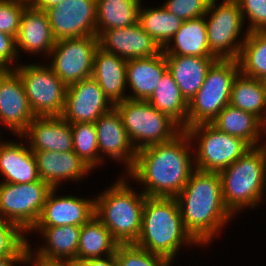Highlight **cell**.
Instances as JSON below:
<instances>
[{
	"instance_id": "cell-31",
	"label": "cell",
	"mask_w": 266,
	"mask_h": 266,
	"mask_svg": "<svg viewBox=\"0 0 266 266\" xmlns=\"http://www.w3.org/2000/svg\"><path fill=\"white\" fill-rule=\"evenodd\" d=\"M118 244L110 231L94 215L81 226L76 259H92L113 255Z\"/></svg>"
},
{
	"instance_id": "cell-35",
	"label": "cell",
	"mask_w": 266,
	"mask_h": 266,
	"mask_svg": "<svg viewBox=\"0 0 266 266\" xmlns=\"http://www.w3.org/2000/svg\"><path fill=\"white\" fill-rule=\"evenodd\" d=\"M74 153L93 171L100 166L95 123H72Z\"/></svg>"
},
{
	"instance_id": "cell-9",
	"label": "cell",
	"mask_w": 266,
	"mask_h": 266,
	"mask_svg": "<svg viewBox=\"0 0 266 266\" xmlns=\"http://www.w3.org/2000/svg\"><path fill=\"white\" fill-rule=\"evenodd\" d=\"M211 0L204 15L210 53L216 59L237 60L248 31L236 0ZM243 35V36H242Z\"/></svg>"
},
{
	"instance_id": "cell-30",
	"label": "cell",
	"mask_w": 266,
	"mask_h": 266,
	"mask_svg": "<svg viewBox=\"0 0 266 266\" xmlns=\"http://www.w3.org/2000/svg\"><path fill=\"white\" fill-rule=\"evenodd\" d=\"M141 3L142 0H96V35L137 23Z\"/></svg>"
},
{
	"instance_id": "cell-32",
	"label": "cell",
	"mask_w": 266,
	"mask_h": 266,
	"mask_svg": "<svg viewBox=\"0 0 266 266\" xmlns=\"http://www.w3.org/2000/svg\"><path fill=\"white\" fill-rule=\"evenodd\" d=\"M229 104L252 113L266 125V104L260 79L251 78L239 72L232 83Z\"/></svg>"
},
{
	"instance_id": "cell-29",
	"label": "cell",
	"mask_w": 266,
	"mask_h": 266,
	"mask_svg": "<svg viewBox=\"0 0 266 266\" xmlns=\"http://www.w3.org/2000/svg\"><path fill=\"white\" fill-rule=\"evenodd\" d=\"M147 101L160 112L167 114L182 130L187 129L188 102L181 94L169 70L164 73Z\"/></svg>"
},
{
	"instance_id": "cell-38",
	"label": "cell",
	"mask_w": 266,
	"mask_h": 266,
	"mask_svg": "<svg viewBox=\"0 0 266 266\" xmlns=\"http://www.w3.org/2000/svg\"><path fill=\"white\" fill-rule=\"evenodd\" d=\"M246 31H266V0H236Z\"/></svg>"
},
{
	"instance_id": "cell-27",
	"label": "cell",
	"mask_w": 266,
	"mask_h": 266,
	"mask_svg": "<svg viewBox=\"0 0 266 266\" xmlns=\"http://www.w3.org/2000/svg\"><path fill=\"white\" fill-rule=\"evenodd\" d=\"M81 226H54V227H33L27 234H40L42 246L39 243L32 250L39 256L51 259L74 260L77 258V251L80 238ZM44 243V244H43ZM46 243V244H45Z\"/></svg>"
},
{
	"instance_id": "cell-26",
	"label": "cell",
	"mask_w": 266,
	"mask_h": 266,
	"mask_svg": "<svg viewBox=\"0 0 266 266\" xmlns=\"http://www.w3.org/2000/svg\"><path fill=\"white\" fill-rule=\"evenodd\" d=\"M211 124L226 134L243 139L251 147L266 144V140L261 141L264 136L266 139V125L252 113L230 104L222 109Z\"/></svg>"
},
{
	"instance_id": "cell-23",
	"label": "cell",
	"mask_w": 266,
	"mask_h": 266,
	"mask_svg": "<svg viewBox=\"0 0 266 266\" xmlns=\"http://www.w3.org/2000/svg\"><path fill=\"white\" fill-rule=\"evenodd\" d=\"M167 70L168 64L163 50L151 57L128 59L126 83L127 90L131 91L128 92V99L147 100Z\"/></svg>"
},
{
	"instance_id": "cell-1",
	"label": "cell",
	"mask_w": 266,
	"mask_h": 266,
	"mask_svg": "<svg viewBox=\"0 0 266 266\" xmlns=\"http://www.w3.org/2000/svg\"><path fill=\"white\" fill-rule=\"evenodd\" d=\"M195 170L191 140L182 130L170 141L138 150L125 175L143 184L141 191L147 197L175 198Z\"/></svg>"
},
{
	"instance_id": "cell-4",
	"label": "cell",
	"mask_w": 266,
	"mask_h": 266,
	"mask_svg": "<svg viewBox=\"0 0 266 266\" xmlns=\"http://www.w3.org/2000/svg\"><path fill=\"white\" fill-rule=\"evenodd\" d=\"M123 174L95 196V216L119 244L135 243L141 232L146 195Z\"/></svg>"
},
{
	"instance_id": "cell-2",
	"label": "cell",
	"mask_w": 266,
	"mask_h": 266,
	"mask_svg": "<svg viewBox=\"0 0 266 266\" xmlns=\"http://www.w3.org/2000/svg\"><path fill=\"white\" fill-rule=\"evenodd\" d=\"M175 199L186 231L203 248L235 219L224 203L219 172L196 169Z\"/></svg>"
},
{
	"instance_id": "cell-41",
	"label": "cell",
	"mask_w": 266,
	"mask_h": 266,
	"mask_svg": "<svg viewBox=\"0 0 266 266\" xmlns=\"http://www.w3.org/2000/svg\"><path fill=\"white\" fill-rule=\"evenodd\" d=\"M19 64L15 37L0 31V65L5 69H15Z\"/></svg>"
},
{
	"instance_id": "cell-33",
	"label": "cell",
	"mask_w": 266,
	"mask_h": 266,
	"mask_svg": "<svg viewBox=\"0 0 266 266\" xmlns=\"http://www.w3.org/2000/svg\"><path fill=\"white\" fill-rule=\"evenodd\" d=\"M138 23L152 39L163 49L180 29L183 20L168 12L162 5L139 8Z\"/></svg>"
},
{
	"instance_id": "cell-37",
	"label": "cell",
	"mask_w": 266,
	"mask_h": 266,
	"mask_svg": "<svg viewBox=\"0 0 266 266\" xmlns=\"http://www.w3.org/2000/svg\"><path fill=\"white\" fill-rule=\"evenodd\" d=\"M27 234L0 218V256H27Z\"/></svg>"
},
{
	"instance_id": "cell-24",
	"label": "cell",
	"mask_w": 266,
	"mask_h": 266,
	"mask_svg": "<svg viewBox=\"0 0 266 266\" xmlns=\"http://www.w3.org/2000/svg\"><path fill=\"white\" fill-rule=\"evenodd\" d=\"M126 68V59L98 46L94 56L92 77L114 105L128 98Z\"/></svg>"
},
{
	"instance_id": "cell-39",
	"label": "cell",
	"mask_w": 266,
	"mask_h": 266,
	"mask_svg": "<svg viewBox=\"0 0 266 266\" xmlns=\"http://www.w3.org/2000/svg\"><path fill=\"white\" fill-rule=\"evenodd\" d=\"M211 0H165L161 4L168 12L183 21L203 17Z\"/></svg>"
},
{
	"instance_id": "cell-22",
	"label": "cell",
	"mask_w": 266,
	"mask_h": 266,
	"mask_svg": "<svg viewBox=\"0 0 266 266\" xmlns=\"http://www.w3.org/2000/svg\"><path fill=\"white\" fill-rule=\"evenodd\" d=\"M17 137L23 141L0 140V182L26 184L40 180L34 152L22 136Z\"/></svg>"
},
{
	"instance_id": "cell-48",
	"label": "cell",
	"mask_w": 266,
	"mask_h": 266,
	"mask_svg": "<svg viewBox=\"0 0 266 266\" xmlns=\"http://www.w3.org/2000/svg\"><path fill=\"white\" fill-rule=\"evenodd\" d=\"M5 70L4 67H2V65H0V74Z\"/></svg>"
},
{
	"instance_id": "cell-18",
	"label": "cell",
	"mask_w": 266,
	"mask_h": 266,
	"mask_svg": "<svg viewBox=\"0 0 266 266\" xmlns=\"http://www.w3.org/2000/svg\"><path fill=\"white\" fill-rule=\"evenodd\" d=\"M98 39L101 48L126 60L151 57L162 50L138 22L125 28L105 30Z\"/></svg>"
},
{
	"instance_id": "cell-5",
	"label": "cell",
	"mask_w": 266,
	"mask_h": 266,
	"mask_svg": "<svg viewBox=\"0 0 266 266\" xmlns=\"http://www.w3.org/2000/svg\"><path fill=\"white\" fill-rule=\"evenodd\" d=\"M219 175L224 203L235 218L248 208L255 211L266 200V144L252 147Z\"/></svg>"
},
{
	"instance_id": "cell-7",
	"label": "cell",
	"mask_w": 266,
	"mask_h": 266,
	"mask_svg": "<svg viewBox=\"0 0 266 266\" xmlns=\"http://www.w3.org/2000/svg\"><path fill=\"white\" fill-rule=\"evenodd\" d=\"M239 72L235 59H217L210 66L203 85L188 102L187 128L211 123L229 105L232 83Z\"/></svg>"
},
{
	"instance_id": "cell-21",
	"label": "cell",
	"mask_w": 266,
	"mask_h": 266,
	"mask_svg": "<svg viewBox=\"0 0 266 266\" xmlns=\"http://www.w3.org/2000/svg\"><path fill=\"white\" fill-rule=\"evenodd\" d=\"M21 136L32 152L73 150L71 124L61 116L35 117Z\"/></svg>"
},
{
	"instance_id": "cell-25",
	"label": "cell",
	"mask_w": 266,
	"mask_h": 266,
	"mask_svg": "<svg viewBox=\"0 0 266 266\" xmlns=\"http://www.w3.org/2000/svg\"><path fill=\"white\" fill-rule=\"evenodd\" d=\"M168 70L187 102L198 92L204 83L215 57L165 55Z\"/></svg>"
},
{
	"instance_id": "cell-43",
	"label": "cell",
	"mask_w": 266,
	"mask_h": 266,
	"mask_svg": "<svg viewBox=\"0 0 266 266\" xmlns=\"http://www.w3.org/2000/svg\"><path fill=\"white\" fill-rule=\"evenodd\" d=\"M74 266H118L115 254L92 259H74Z\"/></svg>"
},
{
	"instance_id": "cell-12",
	"label": "cell",
	"mask_w": 266,
	"mask_h": 266,
	"mask_svg": "<svg viewBox=\"0 0 266 266\" xmlns=\"http://www.w3.org/2000/svg\"><path fill=\"white\" fill-rule=\"evenodd\" d=\"M98 46L97 35L56 40L46 64H49L62 82L69 86L92 77L94 56Z\"/></svg>"
},
{
	"instance_id": "cell-19",
	"label": "cell",
	"mask_w": 266,
	"mask_h": 266,
	"mask_svg": "<svg viewBox=\"0 0 266 266\" xmlns=\"http://www.w3.org/2000/svg\"><path fill=\"white\" fill-rule=\"evenodd\" d=\"M40 179L52 188H61L65 181L79 183L93 170L73 150L65 152L35 151ZM89 174V175H88Z\"/></svg>"
},
{
	"instance_id": "cell-20",
	"label": "cell",
	"mask_w": 266,
	"mask_h": 266,
	"mask_svg": "<svg viewBox=\"0 0 266 266\" xmlns=\"http://www.w3.org/2000/svg\"><path fill=\"white\" fill-rule=\"evenodd\" d=\"M15 39L20 60L23 52L35 56L41 54L40 58L48 59L56 42L46 12L33 7L24 9Z\"/></svg>"
},
{
	"instance_id": "cell-40",
	"label": "cell",
	"mask_w": 266,
	"mask_h": 266,
	"mask_svg": "<svg viewBox=\"0 0 266 266\" xmlns=\"http://www.w3.org/2000/svg\"><path fill=\"white\" fill-rule=\"evenodd\" d=\"M26 6L9 0H0V31L16 38L21 15Z\"/></svg>"
},
{
	"instance_id": "cell-17",
	"label": "cell",
	"mask_w": 266,
	"mask_h": 266,
	"mask_svg": "<svg viewBox=\"0 0 266 266\" xmlns=\"http://www.w3.org/2000/svg\"><path fill=\"white\" fill-rule=\"evenodd\" d=\"M53 188L34 227L82 226L95 215V197L58 194Z\"/></svg>"
},
{
	"instance_id": "cell-6",
	"label": "cell",
	"mask_w": 266,
	"mask_h": 266,
	"mask_svg": "<svg viewBox=\"0 0 266 266\" xmlns=\"http://www.w3.org/2000/svg\"><path fill=\"white\" fill-rule=\"evenodd\" d=\"M134 148L164 143L178 135L182 128L167 114L160 112L147 100L125 99L115 104Z\"/></svg>"
},
{
	"instance_id": "cell-15",
	"label": "cell",
	"mask_w": 266,
	"mask_h": 266,
	"mask_svg": "<svg viewBox=\"0 0 266 266\" xmlns=\"http://www.w3.org/2000/svg\"><path fill=\"white\" fill-rule=\"evenodd\" d=\"M35 117L18 73L5 69L0 74V129L5 126L15 137L21 136Z\"/></svg>"
},
{
	"instance_id": "cell-3",
	"label": "cell",
	"mask_w": 266,
	"mask_h": 266,
	"mask_svg": "<svg viewBox=\"0 0 266 266\" xmlns=\"http://www.w3.org/2000/svg\"><path fill=\"white\" fill-rule=\"evenodd\" d=\"M148 252L170 258L184 247H200L186 231L175 198L146 197L141 232L134 243Z\"/></svg>"
},
{
	"instance_id": "cell-44",
	"label": "cell",
	"mask_w": 266,
	"mask_h": 266,
	"mask_svg": "<svg viewBox=\"0 0 266 266\" xmlns=\"http://www.w3.org/2000/svg\"><path fill=\"white\" fill-rule=\"evenodd\" d=\"M27 256H0V266H25ZM18 264V265H17Z\"/></svg>"
},
{
	"instance_id": "cell-47",
	"label": "cell",
	"mask_w": 266,
	"mask_h": 266,
	"mask_svg": "<svg viewBox=\"0 0 266 266\" xmlns=\"http://www.w3.org/2000/svg\"><path fill=\"white\" fill-rule=\"evenodd\" d=\"M262 86H263V90H264V100H265V104H266V76L260 79Z\"/></svg>"
},
{
	"instance_id": "cell-28",
	"label": "cell",
	"mask_w": 266,
	"mask_h": 266,
	"mask_svg": "<svg viewBox=\"0 0 266 266\" xmlns=\"http://www.w3.org/2000/svg\"><path fill=\"white\" fill-rule=\"evenodd\" d=\"M162 50L165 55L214 57L207 41L205 17L183 21Z\"/></svg>"
},
{
	"instance_id": "cell-42",
	"label": "cell",
	"mask_w": 266,
	"mask_h": 266,
	"mask_svg": "<svg viewBox=\"0 0 266 266\" xmlns=\"http://www.w3.org/2000/svg\"><path fill=\"white\" fill-rule=\"evenodd\" d=\"M29 241H32L29 239V236L27 238V257H26V266H74L72 260H66V259H51L46 258L43 256L37 255L33 250L32 246L34 244L30 243Z\"/></svg>"
},
{
	"instance_id": "cell-14",
	"label": "cell",
	"mask_w": 266,
	"mask_h": 266,
	"mask_svg": "<svg viewBox=\"0 0 266 266\" xmlns=\"http://www.w3.org/2000/svg\"><path fill=\"white\" fill-rule=\"evenodd\" d=\"M115 105L104 94L98 82L89 77L67 86L61 117L68 123H95Z\"/></svg>"
},
{
	"instance_id": "cell-10",
	"label": "cell",
	"mask_w": 266,
	"mask_h": 266,
	"mask_svg": "<svg viewBox=\"0 0 266 266\" xmlns=\"http://www.w3.org/2000/svg\"><path fill=\"white\" fill-rule=\"evenodd\" d=\"M22 83L36 117L61 116L67 86L45 62L19 64L14 69Z\"/></svg>"
},
{
	"instance_id": "cell-34",
	"label": "cell",
	"mask_w": 266,
	"mask_h": 266,
	"mask_svg": "<svg viewBox=\"0 0 266 266\" xmlns=\"http://www.w3.org/2000/svg\"><path fill=\"white\" fill-rule=\"evenodd\" d=\"M237 61L241 74L256 79L266 76V31L248 32Z\"/></svg>"
},
{
	"instance_id": "cell-8",
	"label": "cell",
	"mask_w": 266,
	"mask_h": 266,
	"mask_svg": "<svg viewBox=\"0 0 266 266\" xmlns=\"http://www.w3.org/2000/svg\"><path fill=\"white\" fill-rule=\"evenodd\" d=\"M185 131L193 144L195 168L200 171L220 172L252 148L243 139L226 134L211 123L191 126Z\"/></svg>"
},
{
	"instance_id": "cell-45",
	"label": "cell",
	"mask_w": 266,
	"mask_h": 266,
	"mask_svg": "<svg viewBox=\"0 0 266 266\" xmlns=\"http://www.w3.org/2000/svg\"><path fill=\"white\" fill-rule=\"evenodd\" d=\"M63 0H34L33 8L45 11L50 7L57 6Z\"/></svg>"
},
{
	"instance_id": "cell-16",
	"label": "cell",
	"mask_w": 266,
	"mask_h": 266,
	"mask_svg": "<svg viewBox=\"0 0 266 266\" xmlns=\"http://www.w3.org/2000/svg\"><path fill=\"white\" fill-rule=\"evenodd\" d=\"M98 148L100 154V166L107 159L115 160L116 164H123V174H126L134 165L137 150L131 143L125 130L122 117L114 107L111 111L103 114L95 122ZM103 163V164H102ZM126 169V170H125Z\"/></svg>"
},
{
	"instance_id": "cell-36",
	"label": "cell",
	"mask_w": 266,
	"mask_h": 266,
	"mask_svg": "<svg viewBox=\"0 0 266 266\" xmlns=\"http://www.w3.org/2000/svg\"><path fill=\"white\" fill-rule=\"evenodd\" d=\"M115 256L118 266H173V260L148 252L134 243L118 244Z\"/></svg>"
},
{
	"instance_id": "cell-13",
	"label": "cell",
	"mask_w": 266,
	"mask_h": 266,
	"mask_svg": "<svg viewBox=\"0 0 266 266\" xmlns=\"http://www.w3.org/2000/svg\"><path fill=\"white\" fill-rule=\"evenodd\" d=\"M96 0H63L45 10L55 40L96 35Z\"/></svg>"
},
{
	"instance_id": "cell-46",
	"label": "cell",
	"mask_w": 266,
	"mask_h": 266,
	"mask_svg": "<svg viewBox=\"0 0 266 266\" xmlns=\"http://www.w3.org/2000/svg\"><path fill=\"white\" fill-rule=\"evenodd\" d=\"M9 1H13L15 3L24 5L26 7H32L34 4V0H9Z\"/></svg>"
},
{
	"instance_id": "cell-11",
	"label": "cell",
	"mask_w": 266,
	"mask_h": 266,
	"mask_svg": "<svg viewBox=\"0 0 266 266\" xmlns=\"http://www.w3.org/2000/svg\"><path fill=\"white\" fill-rule=\"evenodd\" d=\"M52 189L41 179L26 184L0 182V218L28 234L39 220Z\"/></svg>"
}]
</instances>
